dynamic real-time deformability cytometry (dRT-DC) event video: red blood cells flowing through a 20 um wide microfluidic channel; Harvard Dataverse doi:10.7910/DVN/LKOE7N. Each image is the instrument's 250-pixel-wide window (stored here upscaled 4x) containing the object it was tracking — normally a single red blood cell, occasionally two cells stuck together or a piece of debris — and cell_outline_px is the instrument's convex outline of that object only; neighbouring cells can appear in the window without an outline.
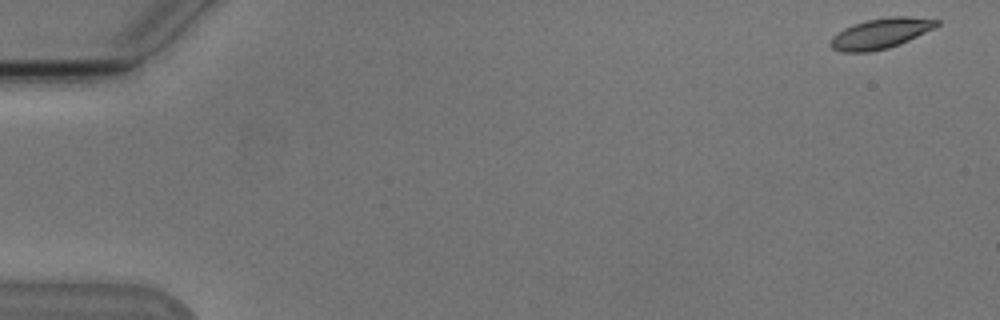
{"species": "Egyptian fruit bat (a non-hibernating species)", "species_latin": "Rousettus aegyptiacus", "temperature_condition": "cold", "stored_images_in_passage": 5, "camera_frame_rate_fps": 3000, "um_per_image_px": 0.085, "animal": {"sex": "male"}, "frame": {"image": 1, "passage_image": 1, "time_ms": 0.0, "image_size_px": [1000, 320], "cell_outline_px": [[940, 24], [908, 40], [888, 48], [868, 52], [840, 52], [832, 48], [828, 44], [832, 36], [844, 28], [852, 24], [868, 20], [888, 16], [904, 16], [940, 20]], "centroid_in_image_um": [74.79, 2.84], "position_along_channel_um": 10.2, "area_um2": 18.61}}
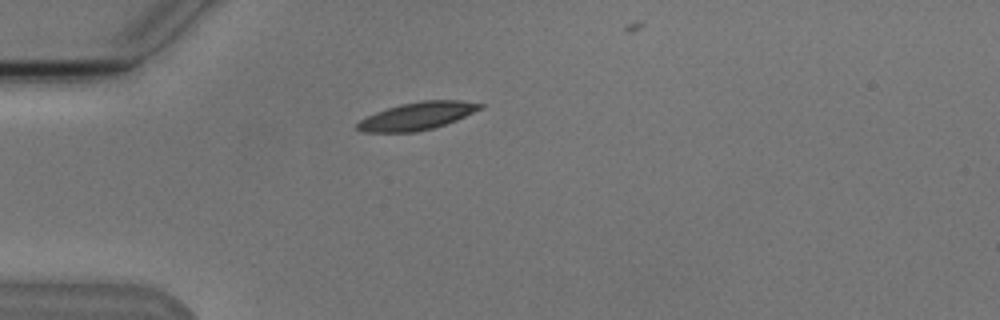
{"frame": {"image": 2, "passage_image": 5, "time_ms": 4.667, "image_size_px": [1000, 320], "cell_outline_px": [[484, 108], [456, 120], [432, 128], [416, 132], [360, 132], [356, 128], [356, 124], [360, 120], [376, 112], [400, 104], [420, 100], [460, 100], [484, 104]], "centroid_in_image_um": [35.47, 9.85], "position_along_channel_um": 49.5, "area_um2": 19.77}}